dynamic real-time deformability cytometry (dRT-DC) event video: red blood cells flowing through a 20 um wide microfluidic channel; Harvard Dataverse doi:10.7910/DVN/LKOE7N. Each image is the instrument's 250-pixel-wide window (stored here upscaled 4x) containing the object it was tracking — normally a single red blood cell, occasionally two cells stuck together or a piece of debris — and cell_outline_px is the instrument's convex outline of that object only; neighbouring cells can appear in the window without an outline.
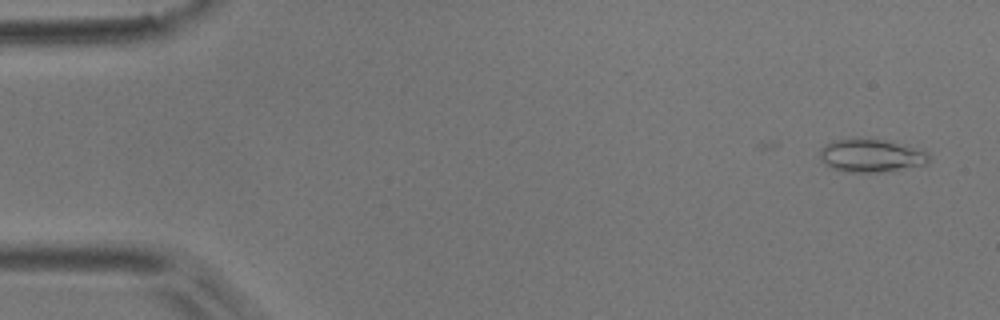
{"species": "common noctule bat (a hibernating species)", "species_latin": "Nyctalus noctula", "temperature_condition": "room temperature", "stored_images_in_passage": 4, "camera_frame_rate_fps": 3000, "um_per_image_px": 0.085, "animal": {"sex": "male", "body_mass_g": 17.9}, "frame": {"image": 1, "passage_image": 1, "time_ms": 0.0, "image_size_px": [1000, 320], "cell_outline_px": [[928, 164], [880, 172], [844, 172], [832, 168], [824, 164], [820, 160], [820, 148], [824, 144], [836, 140], [884, 140], [928, 152]], "centroid_in_image_um": [73.99, 13.26], "position_along_channel_um": 11.0, "area_um2": 20.52}}